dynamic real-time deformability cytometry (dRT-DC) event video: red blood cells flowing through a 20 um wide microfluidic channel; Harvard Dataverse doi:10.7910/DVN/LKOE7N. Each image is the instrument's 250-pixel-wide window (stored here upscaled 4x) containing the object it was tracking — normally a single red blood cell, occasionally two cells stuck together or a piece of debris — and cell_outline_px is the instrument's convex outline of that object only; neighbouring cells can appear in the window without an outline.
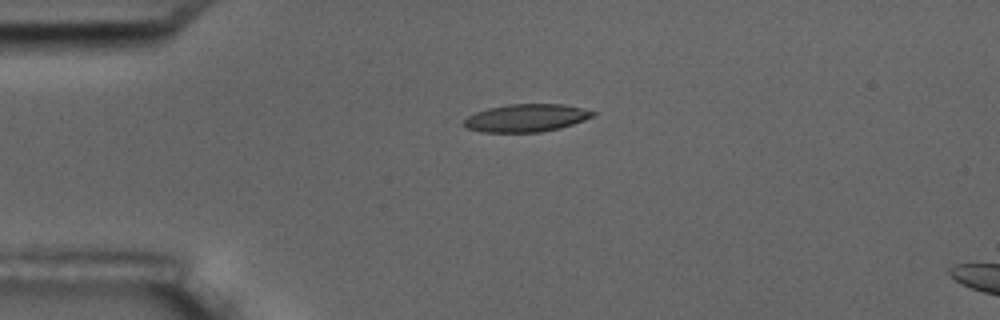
{"species": "common noctule bat (a hibernating species)", "species_latin": "Nyctalus noctula", "temperature_condition": "room temperature", "stored_images_in_passage": 2, "camera_frame_rate_fps": 3000, "um_per_image_px": 0.085, "animal": {"sex": "male", "body_mass_g": 17.5, "forearm_length_mm": 52.3}, "frame": {"image": 1, "passage_image": 1, "time_ms": 0.0, "image_size_px": [1000, 320], "cell_outline_px": [[596, 112], [592, 116], [584, 120], [560, 128], [540, 132], [480, 132], [468, 128], [464, 124], [464, 120], [468, 116], [476, 112], [488, 108], [508, 104], [564, 104]], "centroid_in_image_um": [44.71, 10.02], "position_along_channel_um": 40.3, "area_um2": 20.63}}